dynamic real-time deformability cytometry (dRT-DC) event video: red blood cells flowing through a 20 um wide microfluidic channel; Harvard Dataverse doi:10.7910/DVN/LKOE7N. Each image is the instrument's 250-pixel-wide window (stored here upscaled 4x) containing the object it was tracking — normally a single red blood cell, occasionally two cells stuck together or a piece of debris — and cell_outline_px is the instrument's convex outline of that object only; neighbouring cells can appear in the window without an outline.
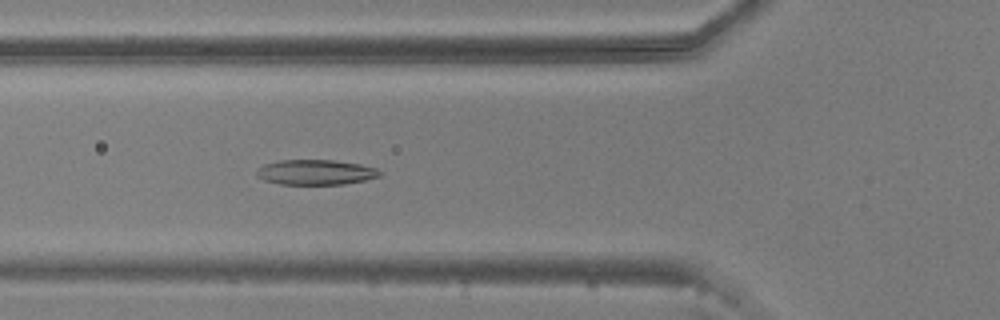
{"species": "common noctule bat (a hibernating species)", "species_latin": "Nyctalus noctula", "temperature_condition": "warm", "stored_images_in_passage": 53, "camera_frame_rate_fps": 3000, "um_per_image_px": 0.085, "animal": {"sex": "male", "body_mass_g": 20.5, "forearm_length_mm": 52.5}, "frame": {"image": 1, "passage_image": 18, "time_ms": 5.667, "image_size_px": [1000, 320], "cell_outline_px": [[380, 176], [364, 180], [344, 184], [280, 184], [264, 180], [256, 176], [256, 172], [264, 164], [280, 160], [332, 160], [360, 164], [376, 168], [380, 172]], "centroid_in_image_um": [26.81, 14.64], "position_along_channel_um": 99.0, "area_um2": 17.86}}
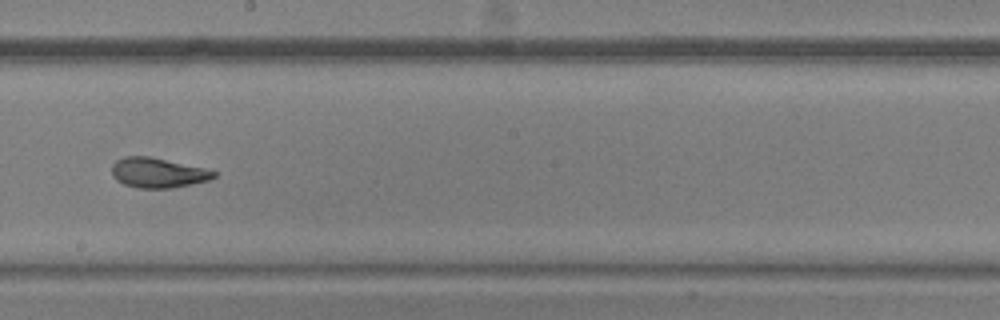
{"frame": {"image": 2, "passage_image": 29, "time_ms": 9.333, "image_size_px": [1000, 320], "cell_outline_px": [[216, 176], [208, 180], [172, 188], [140, 188], [124, 184], [116, 180], [112, 176], [112, 164], [116, 160], [124, 156], [148, 156], [204, 168], [216, 172]], "centroid_in_image_um": [13.37, 14.68], "position_along_channel_um": 234.8, "area_um2": 17.63}}
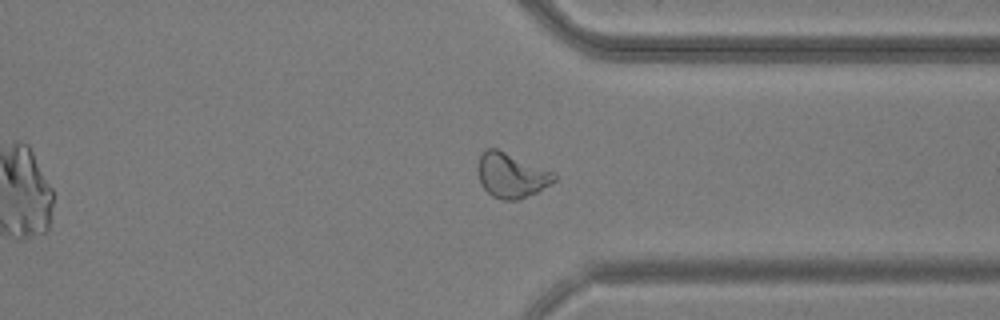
{"frame": {"image": 3, "passage_image": 40, "time_ms": 13.0, "image_size_px": [1000, 320], "cell_outline_px": [[556, 180], [536, 192], [516, 200], [504, 200], [492, 196], [480, 184], [476, 168], [480, 156], [484, 148], [496, 148], [556, 172]], "centroid_in_image_um": [43.44, 14.88], "position_along_channel_um": 368.0, "area_um2": 20.0}, "authors_computed_cell_mechanics": {"area_um2": 19.074, "velocity_mm_per_s": 3.695, "shape_relaxation_time_tau1_ms": 5.3769, "shape_relaxation_time_tau2_ms": 2.1075, "deformation_change_tau1": 0.1923, "deformation_change_tau2": 0.0882}}